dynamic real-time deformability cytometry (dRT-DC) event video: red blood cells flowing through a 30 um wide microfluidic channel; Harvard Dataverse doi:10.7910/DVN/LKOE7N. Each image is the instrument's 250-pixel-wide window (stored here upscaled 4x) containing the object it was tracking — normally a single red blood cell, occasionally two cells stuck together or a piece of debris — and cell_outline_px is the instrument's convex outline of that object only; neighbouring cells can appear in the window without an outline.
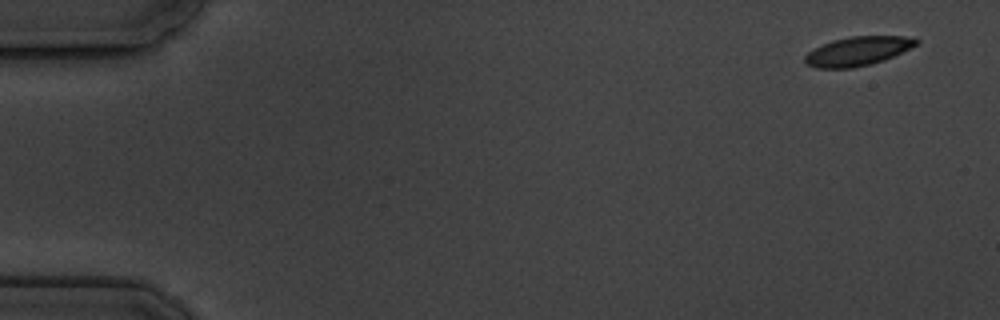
{"species": "common noctule bat (a hibernating species)", "species_latin": "Nyctalus noctula", "temperature_condition": "cold", "stored_images_in_passage": 3, "camera_frame_rate_fps": 3000, "um_per_image_px": 0.085, "animal": {"sex": "male", "body_mass_g": 19.5, "forearm_length_mm": 54.6}, "frame": {"image": 1, "passage_image": 1, "time_ms": 0.0, "image_size_px": [1000, 320], "cell_outline_px": [[920, 40], [916, 44], [884, 60], [872, 64], [852, 68], [816, 68], [804, 64], [804, 56], [808, 52], [832, 40], [852, 36], [904, 36]], "centroid_in_image_um": [72.85, 4.36], "position_along_channel_um": 12.2, "area_um2": 18.61}}